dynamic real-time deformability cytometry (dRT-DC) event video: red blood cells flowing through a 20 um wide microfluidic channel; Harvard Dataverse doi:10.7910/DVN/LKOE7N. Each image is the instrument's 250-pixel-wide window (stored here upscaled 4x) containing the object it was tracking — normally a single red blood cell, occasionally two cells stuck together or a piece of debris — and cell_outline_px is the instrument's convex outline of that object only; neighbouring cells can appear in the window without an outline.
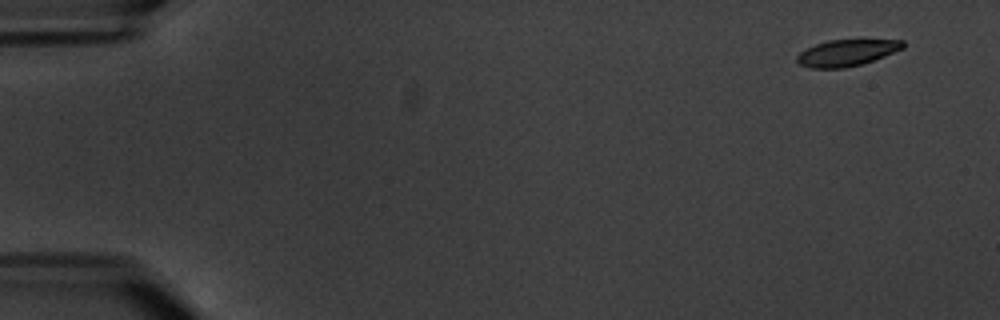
{"species": "common noctule bat (a hibernating species)", "species_latin": "Nyctalus noctula", "temperature_condition": "warm", "stored_images_in_passage": 5, "camera_frame_rate_fps": 3000, "um_per_image_px": 0.085, "animal": {"sex": "male", "body_mass_g": 20.1, "forearm_length_mm": 53.5}, "frame": {"image": 1, "passage_image": 1, "time_ms": 0.0, "image_size_px": [1000, 320], "cell_outline_px": [[904, 48], [884, 56], [860, 64], [844, 68], [808, 68], [800, 64], [796, 60], [796, 56], [800, 52], [816, 44], [828, 40], [904, 40]], "centroid_in_image_um": [71.95, 4.49], "position_along_channel_um": 13.1, "area_um2": 16.13}}
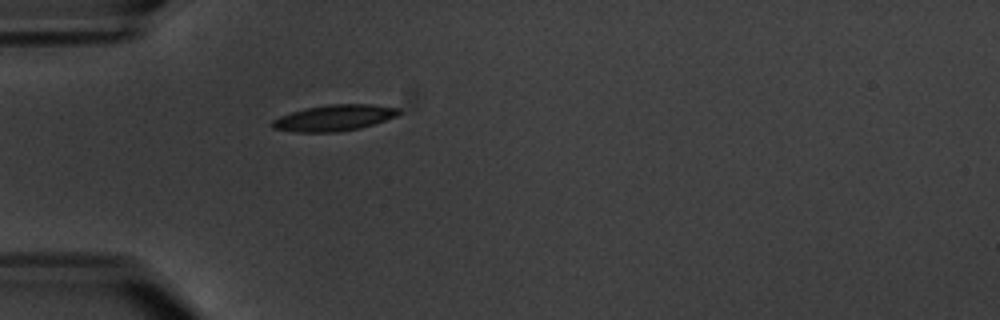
{"frame": {"image": 2, "passage_image": 5, "time_ms": 5.0, "image_size_px": [1000, 320], "cell_outline_px": [[400, 112], [396, 116], [360, 128], [336, 132], [296, 132], [272, 128], [272, 120], [280, 116], [292, 112], [308, 108], [328, 104], [372, 104], [400, 108]], "centroid_in_image_um": [28.4, 10.01], "position_along_channel_um": 56.6, "area_um2": 19.02}}